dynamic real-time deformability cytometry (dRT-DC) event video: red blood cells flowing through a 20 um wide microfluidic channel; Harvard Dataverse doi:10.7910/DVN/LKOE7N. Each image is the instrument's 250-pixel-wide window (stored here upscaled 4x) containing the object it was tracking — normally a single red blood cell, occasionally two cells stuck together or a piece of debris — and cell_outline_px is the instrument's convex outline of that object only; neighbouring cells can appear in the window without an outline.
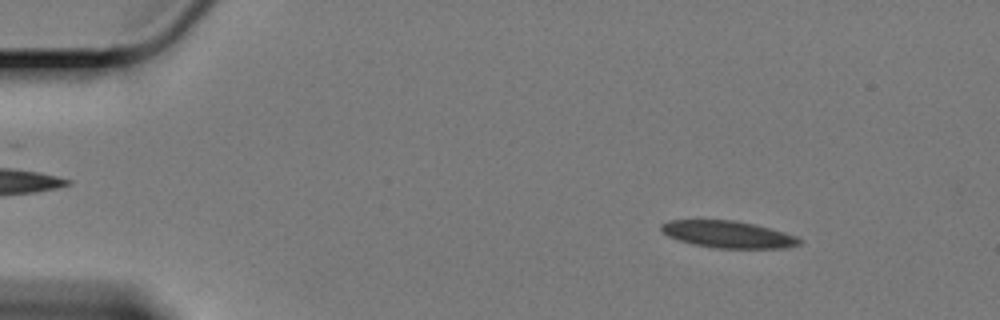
{"species": "Egyptian fruit bat (a non-hibernating species)", "species_latin": "Rousettus aegyptiacus", "temperature_condition": "cold", "stored_images_in_passage": 19, "camera_frame_rate_fps": 3000, "um_per_image_px": 0.085, "animal": {"sex": "female"}, "frame": {"image": 1, "passage_image": 8, "time_ms": 2.333, "image_size_px": [1000, 320], "cell_outline_px": [[804, 240], [800, 244], [784, 248], [716, 248], [696, 244], [680, 240], [668, 236], [660, 228], [660, 224], [668, 220], [736, 220], [756, 224], [784, 232], [796, 236]], "centroid_in_image_um": [61.92, 19.91], "position_along_channel_um": 23.1, "area_um2": 21.68}}